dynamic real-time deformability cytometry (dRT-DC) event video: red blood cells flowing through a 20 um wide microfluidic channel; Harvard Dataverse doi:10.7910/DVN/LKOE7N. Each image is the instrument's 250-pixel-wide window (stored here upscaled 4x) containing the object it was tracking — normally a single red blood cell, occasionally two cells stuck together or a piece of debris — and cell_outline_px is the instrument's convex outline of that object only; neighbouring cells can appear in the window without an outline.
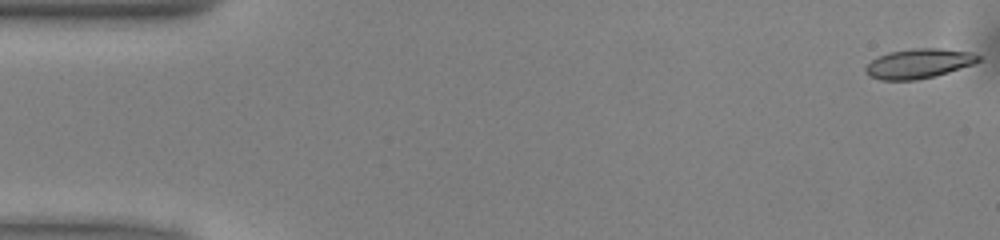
{"species": "common noctule bat (a hibernating species)", "species_latin": "Nyctalus noctula", "temperature_condition": "warm", "stored_images_in_passage": 51, "camera_frame_rate_fps": 3000, "um_per_image_px": 0.085, "animal": {"sex": "male", "body_mass_g": 13.0, "forearm_length_mm": 53.1}, "frame": {"image": 1, "passage_image": 1, "time_ms": 0.0, "image_size_px": [1000, 240], "cell_outline_px": [[980, 60], [976, 64], [936, 76], [916, 80], [880, 80], [868, 76], [864, 72], [864, 68], [872, 60], [888, 52], [912, 48], [940, 48], [972, 52], [980, 56]], "centroid_in_image_um": [78.11, 5.4], "position_along_channel_um": 6.9, "area_um2": 19.77}}
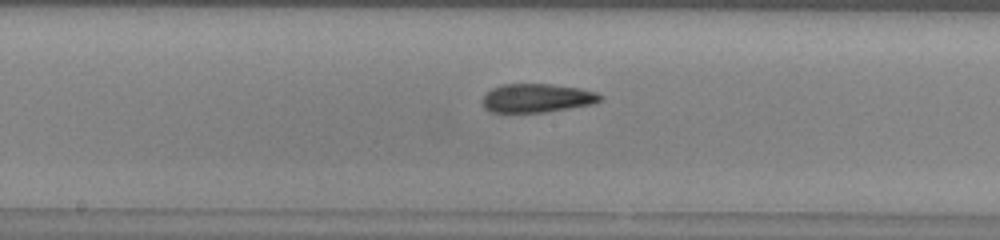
{"frame": {"image": 2, "passage_image": 26, "time_ms": 8.333, "image_size_px": [1000, 240], "cell_outline_px": [[604, 96], [600, 100], [592, 104], [544, 112], [488, 112], [484, 108], [480, 100], [492, 88], [504, 84], [552, 84], [580, 88], [596, 92]], "centroid_in_image_um": [45.61, 8.33], "position_along_channel_um": 202.6, "area_um2": 19.71}}
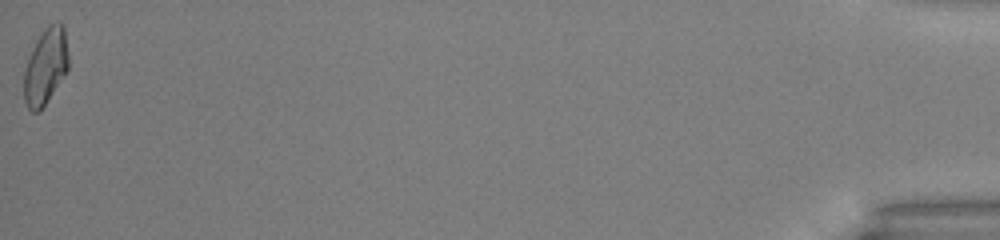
{"frame": {"image": 3, "passage_image": 51, "time_ms": 16.667, "image_size_px": [1000, 240], "cell_outline_px": [[68, 68], [44, 104], [36, 112], [32, 112], [28, 108], [24, 100], [24, 72], [28, 56], [40, 36], [48, 24], [60, 24], [64, 28], [68, 52]], "centroid_in_image_um": [3.86, 5.64], "position_along_channel_um": 431.3, "area_um2": 19.02}, "authors_computed_cell_mechanics": {"area_um2": 19.7676, "velocity_mm_per_s": 4.0384, "shape_relaxation_time_tau1_ms": 5.355, "shape_relaxation_time_tau2_ms": 2.7552, "deformation_change_tau1": 0.1688, "deformation_change_tau2": 0.1067}}